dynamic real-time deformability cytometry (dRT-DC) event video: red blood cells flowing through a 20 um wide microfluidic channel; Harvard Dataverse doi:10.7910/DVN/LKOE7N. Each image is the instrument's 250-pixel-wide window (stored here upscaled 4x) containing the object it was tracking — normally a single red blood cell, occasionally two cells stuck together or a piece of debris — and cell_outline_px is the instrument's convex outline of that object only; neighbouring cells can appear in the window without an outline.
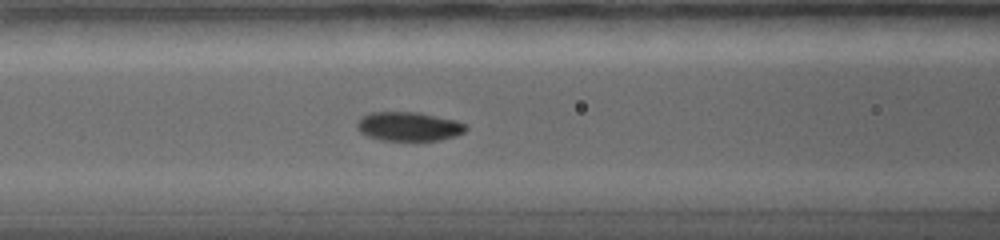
{"species": "common noctule bat (a hibernating species)", "species_latin": "Nyctalus noctula", "temperature_condition": "warm", "stored_images_in_passage": 12, "camera_frame_rate_fps": 5000, "um_per_image_px": 0.085, "animal": {"sex": "female", "body_mass_g": 19.0, "forearm_length_mm": 56.7}, "frame": {"image": 1, "passage_image": 4, "time_ms": 2.6, "image_size_px": [1000, 240], "cell_outline_px": [[468, 128], [464, 132], [456, 136], [440, 140], [380, 140], [368, 136], [360, 132], [356, 128], [356, 124], [364, 116], [372, 112], [420, 112], [456, 120], [468, 124]], "centroid_in_image_um": [34.79, 10.75], "position_along_channel_um": 131.8, "area_um2": 18.5}}
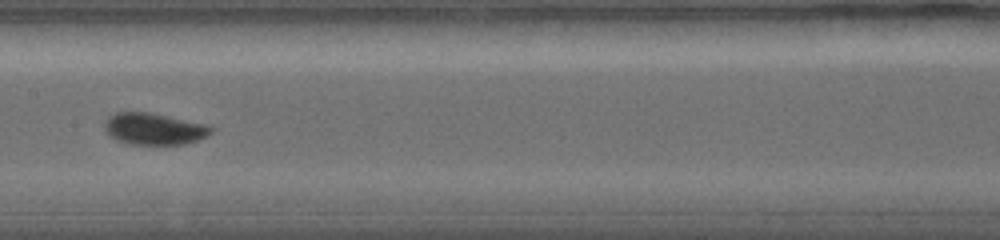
{"frame": {"image": 2, "passage_image": 6, "time_ms": 4.4, "image_size_px": [1000, 240], "cell_outline_px": [[216, 128], [212, 132], [200, 140], [184, 144], [128, 144], [116, 140], [108, 136], [104, 128], [104, 120], [108, 116], [116, 112], [148, 112], [204, 124]], "centroid_in_image_um": [13.05, 10.96], "position_along_channel_um": 194.3, "area_um2": 19.77}, "authors_computed_cell_mechanics": {"area_um2": 19.6231, "velocity_mm_per_s": 3.4745, "shape_relaxation_time_tau1_ms": 3.2095, "shape_relaxation_time_tau2_ms": 1.6156, "deformation_change_tau1": 0.0956, "deformation_change_tau2": 0.0383}}